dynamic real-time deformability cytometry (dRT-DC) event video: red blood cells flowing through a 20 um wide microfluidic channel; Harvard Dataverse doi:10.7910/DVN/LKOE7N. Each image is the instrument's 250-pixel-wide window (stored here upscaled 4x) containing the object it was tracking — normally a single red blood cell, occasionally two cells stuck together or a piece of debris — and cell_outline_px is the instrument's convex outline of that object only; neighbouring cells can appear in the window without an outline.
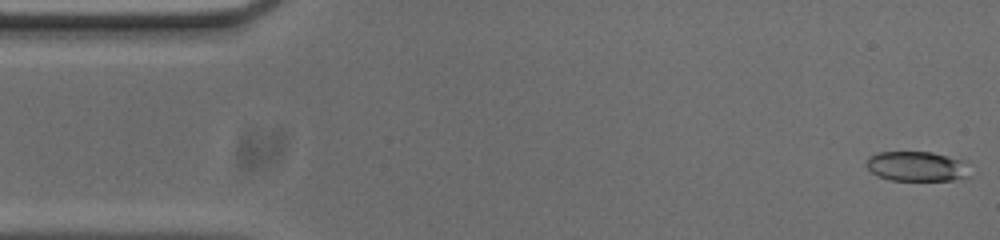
{"species": "common noctule bat (a hibernating species)", "species_latin": "Nyctalus noctula", "temperature_condition": "cold", "stored_images_in_passage": 53, "camera_frame_rate_fps": 3000, "um_per_image_px": 0.085, "animal": {"sex": "male", "body_mass_g": 20.0, "forearm_length_mm": 53.3}, "frame": {"image": 1, "passage_image": 1, "time_ms": 0.0, "image_size_px": [1000, 240], "cell_outline_px": [[968, 176], [952, 180], [888, 180], [872, 172], [864, 164], [868, 156], [880, 152], [932, 152], [960, 160]], "centroid_in_image_um": [77.8, 14.13], "position_along_channel_um": 7.2, "area_um2": 17.51}}
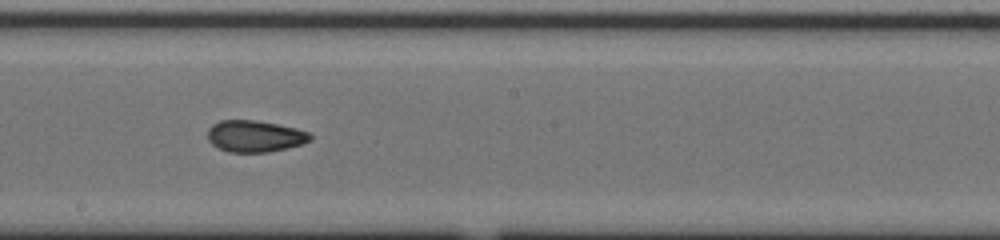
{"frame": {"image": 2, "passage_image": 28, "time_ms": 9.0, "image_size_px": [1000, 240], "cell_outline_px": [[312, 140], [288, 148], [268, 152], [228, 152], [212, 144], [208, 140], [208, 128], [212, 124], [220, 120], [256, 120], [296, 128], [308, 132], [312, 136]], "centroid_in_image_um": [21.65, 11.57], "position_along_channel_um": 226.5, "area_um2": 18.9}}
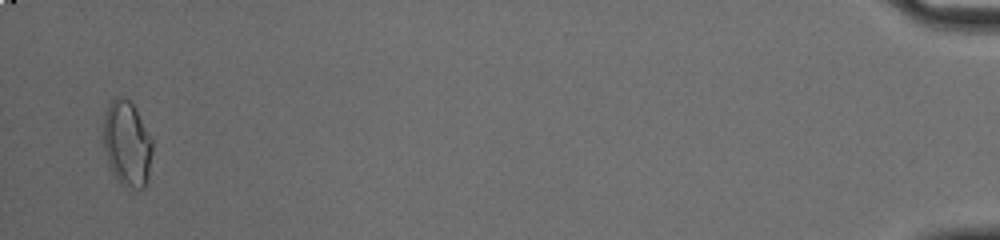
{"frame": {"image": 3, "passage_image": 52, "time_ms": 17.0, "image_size_px": [1000, 240], "cell_outline_px": [[152, 152], [148, 180], [144, 188], [136, 188], [120, 184], [112, 172], [108, 164], [104, 148], [104, 112], [108, 104], [112, 100], [120, 96], [128, 100], [136, 108], [152, 140]], "centroid_in_image_um": [10.8, 12.21], "position_along_channel_um": 424.4, "area_um2": 24.39}, "authors_computed_cell_mechanics": {"area_um2": 19.0162, "velocity_mm_per_s": 3.7169, "shape_relaxation_time_tau1_ms": null, "shape_relaxation_time_tau2_ms": 2.6511, "deformation_change_tau1": null, "deformation_change_tau2": 0.0733}}